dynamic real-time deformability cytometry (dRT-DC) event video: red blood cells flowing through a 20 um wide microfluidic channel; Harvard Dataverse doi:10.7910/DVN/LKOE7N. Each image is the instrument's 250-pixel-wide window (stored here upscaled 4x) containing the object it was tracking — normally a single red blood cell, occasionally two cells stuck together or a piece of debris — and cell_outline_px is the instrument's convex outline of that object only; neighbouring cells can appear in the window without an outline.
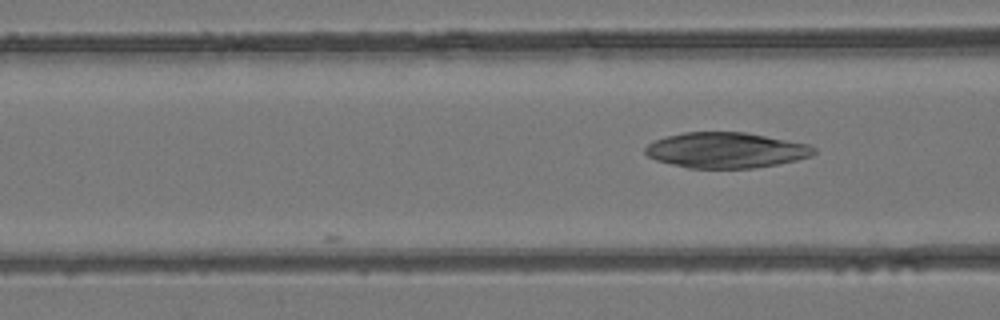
{"species": "common noctule bat (a hibernating species)", "species_latin": "Nyctalus noctula", "temperature_condition": "room temperature", "stored_images_in_passage": 7, "camera_frame_rate_fps": 3000, "um_per_image_px": 0.085, "animal": {"sex": "female", "body_mass_g": 24.6, "forearm_length_mm": 56.2}, "frame": {"image": 1, "passage_image": 7, "time_ms": 2.0, "image_size_px": [1000, 320], "cell_outline_px": [[816, 152], [812, 156], [796, 160], [776, 164], [752, 168], [688, 168], [656, 160], [648, 156], [644, 152], [644, 148], [648, 144], [656, 140], [668, 136], [684, 132], [744, 132], [808, 144], [816, 148]], "centroid_in_image_um": [61.71, 12.77], "position_along_channel_um": 104.9, "area_um2": 34.74}}